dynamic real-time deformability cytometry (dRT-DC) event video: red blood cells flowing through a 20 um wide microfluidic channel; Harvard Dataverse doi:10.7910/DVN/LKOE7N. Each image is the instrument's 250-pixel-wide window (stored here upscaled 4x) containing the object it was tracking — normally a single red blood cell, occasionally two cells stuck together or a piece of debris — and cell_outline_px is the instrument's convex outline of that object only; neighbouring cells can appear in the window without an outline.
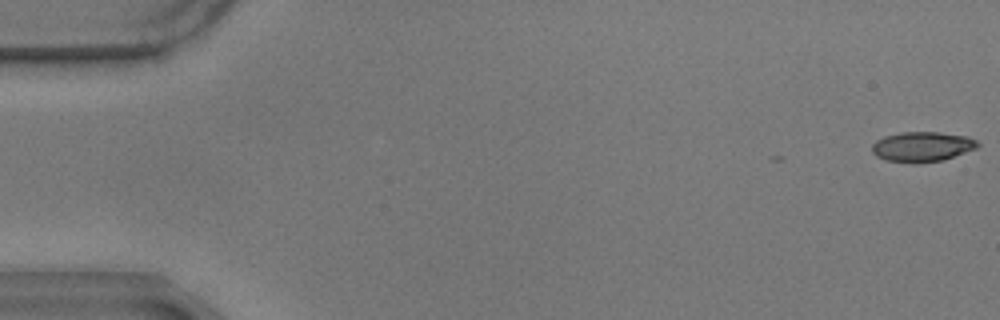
{"species": "common noctule bat (a hibernating species)", "species_latin": "Nyctalus noctula", "temperature_condition": "warm", "stored_images_in_passage": 8, "camera_frame_rate_fps": 3000, "um_per_image_px": 0.085, "animal": {"sex": "male", "body_mass_g": 17.9}, "frame": {"image": 1, "passage_image": 1, "time_ms": 0.0, "image_size_px": [1000, 320], "cell_outline_px": [[980, 144], [976, 148], [940, 160], [888, 160], [876, 156], [872, 152], [872, 144], [876, 140], [884, 136], [900, 132], [940, 132], [968, 136], [976, 140]], "centroid_in_image_um": [78.38, 12.4], "position_along_channel_um": 6.6, "area_um2": 17.63}}